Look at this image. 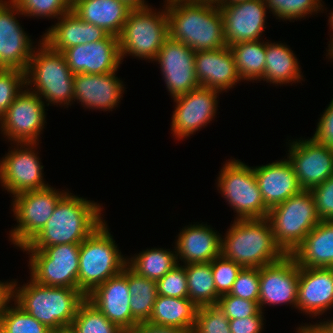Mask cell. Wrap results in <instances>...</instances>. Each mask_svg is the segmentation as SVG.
<instances>
[{
  "mask_svg": "<svg viewBox=\"0 0 333 333\" xmlns=\"http://www.w3.org/2000/svg\"><path fill=\"white\" fill-rule=\"evenodd\" d=\"M169 37L195 52L226 47L223 20L216 2L208 0H163Z\"/></svg>",
  "mask_w": 333,
  "mask_h": 333,
  "instance_id": "obj_1",
  "label": "cell"
},
{
  "mask_svg": "<svg viewBox=\"0 0 333 333\" xmlns=\"http://www.w3.org/2000/svg\"><path fill=\"white\" fill-rule=\"evenodd\" d=\"M102 204L68 191L42 230L21 250H43L59 244H80L106 220ZM102 214V215H101Z\"/></svg>",
  "mask_w": 333,
  "mask_h": 333,
  "instance_id": "obj_2",
  "label": "cell"
},
{
  "mask_svg": "<svg viewBox=\"0 0 333 333\" xmlns=\"http://www.w3.org/2000/svg\"><path fill=\"white\" fill-rule=\"evenodd\" d=\"M17 284V279L11 280L13 302L52 332L70 329L80 304L86 299L78 289L45 286L31 277L27 283Z\"/></svg>",
  "mask_w": 333,
  "mask_h": 333,
  "instance_id": "obj_3",
  "label": "cell"
},
{
  "mask_svg": "<svg viewBox=\"0 0 333 333\" xmlns=\"http://www.w3.org/2000/svg\"><path fill=\"white\" fill-rule=\"evenodd\" d=\"M221 236V255L243 268H260L286 253L276 243L269 219H239Z\"/></svg>",
  "mask_w": 333,
  "mask_h": 333,
  "instance_id": "obj_4",
  "label": "cell"
},
{
  "mask_svg": "<svg viewBox=\"0 0 333 333\" xmlns=\"http://www.w3.org/2000/svg\"><path fill=\"white\" fill-rule=\"evenodd\" d=\"M37 43L25 71L26 88L39 95L47 107L68 108L74 103V74L62 52L52 50L42 39Z\"/></svg>",
  "mask_w": 333,
  "mask_h": 333,
  "instance_id": "obj_5",
  "label": "cell"
},
{
  "mask_svg": "<svg viewBox=\"0 0 333 333\" xmlns=\"http://www.w3.org/2000/svg\"><path fill=\"white\" fill-rule=\"evenodd\" d=\"M115 242L105 221L80 243L78 290L85 296L126 266L127 257Z\"/></svg>",
  "mask_w": 333,
  "mask_h": 333,
  "instance_id": "obj_6",
  "label": "cell"
},
{
  "mask_svg": "<svg viewBox=\"0 0 333 333\" xmlns=\"http://www.w3.org/2000/svg\"><path fill=\"white\" fill-rule=\"evenodd\" d=\"M154 7L132 9L118 36L120 56L137 57L153 62L164 41L169 37L165 4L159 11Z\"/></svg>",
  "mask_w": 333,
  "mask_h": 333,
  "instance_id": "obj_7",
  "label": "cell"
},
{
  "mask_svg": "<svg viewBox=\"0 0 333 333\" xmlns=\"http://www.w3.org/2000/svg\"><path fill=\"white\" fill-rule=\"evenodd\" d=\"M267 218L276 243L286 254H292L321 221L311 190L304 189L271 208Z\"/></svg>",
  "mask_w": 333,
  "mask_h": 333,
  "instance_id": "obj_8",
  "label": "cell"
},
{
  "mask_svg": "<svg viewBox=\"0 0 333 333\" xmlns=\"http://www.w3.org/2000/svg\"><path fill=\"white\" fill-rule=\"evenodd\" d=\"M217 177V190L236 213L235 220L268 217L269 209L262 199L253 167L230 158Z\"/></svg>",
  "mask_w": 333,
  "mask_h": 333,
  "instance_id": "obj_9",
  "label": "cell"
},
{
  "mask_svg": "<svg viewBox=\"0 0 333 333\" xmlns=\"http://www.w3.org/2000/svg\"><path fill=\"white\" fill-rule=\"evenodd\" d=\"M68 192L58 191L51 185L14 195L11 206L17 224L9 231L11 244L20 250L45 226L58 201Z\"/></svg>",
  "mask_w": 333,
  "mask_h": 333,
  "instance_id": "obj_10",
  "label": "cell"
},
{
  "mask_svg": "<svg viewBox=\"0 0 333 333\" xmlns=\"http://www.w3.org/2000/svg\"><path fill=\"white\" fill-rule=\"evenodd\" d=\"M28 254L30 277L37 283L78 289L80 244H59Z\"/></svg>",
  "mask_w": 333,
  "mask_h": 333,
  "instance_id": "obj_11",
  "label": "cell"
},
{
  "mask_svg": "<svg viewBox=\"0 0 333 333\" xmlns=\"http://www.w3.org/2000/svg\"><path fill=\"white\" fill-rule=\"evenodd\" d=\"M38 145L39 142L11 143L13 148L9 146L10 150L0 159V185L12 197L50 186L43 178L44 166L36 151Z\"/></svg>",
  "mask_w": 333,
  "mask_h": 333,
  "instance_id": "obj_12",
  "label": "cell"
},
{
  "mask_svg": "<svg viewBox=\"0 0 333 333\" xmlns=\"http://www.w3.org/2000/svg\"><path fill=\"white\" fill-rule=\"evenodd\" d=\"M41 97L25 88L0 117V134L11 143L39 142L46 108Z\"/></svg>",
  "mask_w": 333,
  "mask_h": 333,
  "instance_id": "obj_13",
  "label": "cell"
},
{
  "mask_svg": "<svg viewBox=\"0 0 333 333\" xmlns=\"http://www.w3.org/2000/svg\"><path fill=\"white\" fill-rule=\"evenodd\" d=\"M221 91L199 86L184 95L173 98L175 109L171 131L177 140L187 139L214 120Z\"/></svg>",
  "mask_w": 333,
  "mask_h": 333,
  "instance_id": "obj_14",
  "label": "cell"
},
{
  "mask_svg": "<svg viewBox=\"0 0 333 333\" xmlns=\"http://www.w3.org/2000/svg\"><path fill=\"white\" fill-rule=\"evenodd\" d=\"M300 139V140H299ZM289 140L287 159L291 163L300 187L311 190L333 175V149L312 137Z\"/></svg>",
  "mask_w": 333,
  "mask_h": 333,
  "instance_id": "obj_15",
  "label": "cell"
},
{
  "mask_svg": "<svg viewBox=\"0 0 333 333\" xmlns=\"http://www.w3.org/2000/svg\"><path fill=\"white\" fill-rule=\"evenodd\" d=\"M300 267L291 254L259 268V307L287 305L297 309Z\"/></svg>",
  "mask_w": 333,
  "mask_h": 333,
  "instance_id": "obj_16",
  "label": "cell"
},
{
  "mask_svg": "<svg viewBox=\"0 0 333 333\" xmlns=\"http://www.w3.org/2000/svg\"><path fill=\"white\" fill-rule=\"evenodd\" d=\"M21 15L10 0H0V69L26 71L37 47L17 20Z\"/></svg>",
  "mask_w": 333,
  "mask_h": 333,
  "instance_id": "obj_17",
  "label": "cell"
},
{
  "mask_svg": "<svg viewBox=\"0 0 333 333\" xmlns=\"http://www.w3.org/2000/svg\"><path fill=\"white\" fill-rule=\"evenodd\" d=\"M154 62L160 66L162 79L172 99L200 86L195 73V51L186 44L168 37Z\"/></svg>",
  "mask_w": 333,
  "mask_h": 333,
  "instance_id": "obj_18",
  "label": "cell"
},
{
  "mask_svg": "<svg viewBox=\"0 0 333 333\" xmlns=\"http://www.w3.org/2000/svg\"><path fill=\"white\" fill-rule=\"evenodd\" d=\"M227 46L247 41H259L265 34L268 8L264 0H250L219 6Z\"/></svg>",
  "mask_w": 333,
  "mask_h": 333,
  "instance_id": "obj_19",
  "label": "cell"
},
{
  "mask_svg": "<svg viewBox=\"0 0 333 333\" xmlns=\"http://www.w3.org/2000/svg\"><path fill=\"white\" fill-rule=\"evenodd\" d=\"M62 53L73 74L111 73L122 64L118 37L109 34L102 40L76 45Z\"/></svg>",
  "mask_w": 333,
  "mask_h": 333,
  "instance_id": "obj_20",
  "label": "cell"
},
{
  "mask_svg": "<svg viewBox=\"0 0 333 333\" xmlns=\"http://www.w3.org/2000/svg\"><path fill=\"white\" fill-rule=\"evenodd\" d=\"M86 299L124 333L138 323L130 311L127 265L120 274L95 287Z\"/></svg>",
  "mask_w": 333,
  "mask_h": 333,
  "instance_id": "obj_21",
  "label": "cell"
},
{
  "mask_svg": "<svg viewBox=\"0 0 333 333\" xmlns=\"http://www.w3.org/2000/svg\"><path fill=\"white\" fill-rule=\"evenodd\" d=\"M117 71L106 74H74V102L85 109L113 111L118 108L125 91L124 82Z\"/></svg>",
  "mask_w": 333,
  "mask_h": 333,
  "instance_id": "obj_22",
  "label": "cell"
},
{
  "mask_svg": "<svg viewBox=\"0 0 333 333\" xmlns=\"http://www.w3.org/2000/svg\"><path fill=\"white\" fill-rule=\"evenodd\" d=\"M333 308V268L300 267L297 310L321 317Z\"/></svg>",
  "mask_w": 333,
  "mask_h": 333,
  "instance_id": "obj_23",
  "label": "cell"
},
{
  "mask_svg": "<svg viewBox=\"0 0 333 333\" xmlns=\"http://www.w3.org/2000/svg\"><path fill=\"white\" fill-rule=\"evenodd\" d=\"M195 73L200 86L221 92H227L242 81L229 46L195 52Z\"/></svg>",
  "mask_w": 333,
  "mask_h": 333,
  "instance_id": "obj_24",
  "label": "cell"
},
{
  "mask_svg": "<svg viewBox=\"0 0 333 333\" xmlns=\"http://www.w3.org/2000/svg\"><path fill=\"white\" fill-rule=\"evenodd\" d=\"M203 223L185 225L178 233L174 246L179 264L211 262L221 255L222 235Z\"/></svg>",
  "mask_w": 333,
  "mask_h": 333,
  "instance_id": "obj_25",
  "label": "cell"
},
{
  "mask_svg": "<svg viewBox=\"0 0 333 333\" xmlns=\"http://www.w3.org/2000/svg\"><path fill=\"white\" fill-rule=\"evenodd\" d=\"M265 206L271 208L302 190L287 158L261 166H253Z\"/></svg>",
  "mask_w": 333,
  "mask_h": 333,
  "instance_id": "obj_26",
  "label": "cell"
},
{
  "mask_svg": "<svg viewBox=\"0 0 333 333\" xmlns=\"http://www.w3.org/2000/svg\"><path fill=\"white\" fill-rule=\"evenodd\" d=\"M41 36L52 50L63 52L65 49L104 39L108 33L101 27L86 23L72 11L62 15Z\"/></svg>",
  "mask_w": 333,
  "mask_h": 333,
  "instance_id": "obj_27",
  "label": "cell"
},
{
  "mask_svg": "<svg viewBox=\"0 0 333 333\" xmlns=\"http://www.w3.org/2000/svg\"><path fill=\"white\" fill-rule=\"evenodd\" d=\"M132 10L120 0H74L71 11L86 23L101 27L118 37Z\"/></svg>",
  "mask_w": 333,
  "mask_h": 333,
  "instance_id": "obj_28",
  "label": "cell"
},
{
  "mask_svg": "<svg viewBox=\"0 0 333 333\" xmlns=\"http://www.w3.org/2000/svg\"><path fill=\"white\" fill-rule=\"evenodd\" d=\"M291 255L299 267L333 268V220H321Z\"/></svg>",
  "mask_w": 333,
  "mask_h": 333,
  "instance_id": "obj_29",
  "label": "cell"
},
{
  "mask_svg": "<svg viewBox=\"0 0 333 333\" xmlns=\"http://www.w3.org/2000/svg\"><path fill=\"white\" fill-rule=\"evenodd\" d=\"M266 40V62L263 76L258 80L275 86L304 81L298 58L284 42Z\"/></svg>",
  "mask_w": 333,
  "mask_h": 333,
  "instance_id": "obj_30",
  "label": "cell"
},
{
  "mask_svg": "<svg viewBox=\"0 0 333 333\" xmlns=\"http://www.w3.org/2000/svg\"><path fill=\"white\" fill-rule=\"evenodd\" d=\"M199 306L189 298L157 295L148 322L193 332Z\"/></svg>",
  "mask_w": 333,
  "mask_h": 333,
  "instance_id": "obj_31",
  "label": "cell"
},
{
  "mask_svg": "<svg viewBox=\"0 0 333 333\" xmlns=\"http://www.w3.org/2000/svg\"><path fill=\"white\" fill-rule=\"evenodd\" d=\"M148 248L127 258V266L139 276L158 281L178 263L176 249Z\"/></svg>",
  "mask_w": 333,
  "mask_h": 333,
  "instance_id": "obj_32",
  "label": "cell"
},
{
  "mask_svg": "<svg viewBox=\"0 0 333 333\" xmlns=\"http://www.w3.org/2000/svg\"><path fill=\"white\" fill-rule=\"evenodd\" d=\"M233 53L237 72L243 81L257 82L264 73L266 41L240 42L229 46Z\"/></svg>",
  "mask_w": 333,
  "mask_h": 333,
  "instance_id": "obj_33",
  "label": "cell"
},
{
  "mask_svg": "<svg viewBox=\"0 0 333 333\" xmlns=\"http://www.w3.org/2000/svg\"><path fill=\"white\" fill-rule=\"evenodd\" d=\"M188 298L199 307L216 304L220 295L216 291L211 262L185 264Z\"/></svg>",
  "mask_w": 333,
  "mask_h": 333,
  "instance_id": "obj_34",
  "label": "cell"
},
{
  "mask_svg": "<svg viewBox=\"0 0 333 333\" xmlns=\"http://www.w3.org/2000/svg\"><path fill=\"white\" fill-rule=\"evenodd\" d=\"M130 311L138 322L148 321L157 297V282L139 276L127 266Z\"/></svg>",
  "mask_w": 333,
  "mask_h": 333,
  "instance_id": "obj_35",
  "label": "cell"
},
{
  "mask_svg": "<svg viewBox=\"0 0 333 333\" xmlns=\"http://www.w3.org/2000/svg\"><path fill=\"white\" fill-rule=\"evenodd\" d=\"M12 302L13 300L10 299L0 314V329L2 333H53L15 302Z\"/></svg>",
  "mask_w": 333,
  "mask_h": 333,
  "instance_id": "obj_36",
  "label": "cell"
},
{
  "mask_svg": "<svg viewBox=\"0 0 333 333\" xmlns=\"http://www.w3.org/2000/svg\"><path fill=\"white\" fill-rule=\"evenodd\" d=\"M70 329L74 333H124L87 299L80 304Z\"/></svg>",
  "mask_w": 333,
  "mask_h": 333,
  "instance_id": "obj_37",
  "label": "cell"
},
{
  "mask_svg": "<svg viewBox=\"0 0 333 333\" xmlns=\"http://www.w3.org/2000/svg\"><path fill=\"white\" fill-rule=\"evenodd\" d=\"M269 10L279 21H297L301 18L324 13V1L322 0H264ZM322 2V3H321ZM323 11V12H322Z\"/></svg>",
  "mask_w": 333,
  "mask_h": 333,
  "instance_id": "obj_38",
  "label": "cell"
},
{
  "mask_svg": "<svg viewBox=\"0 0 333 333\" xmlns=\"http://www.w3.org/2000/svg\"><path fill=\"white\" fill-rule=\"evenodd\" d=\"M19 8L23 17L59 19L71 11V0H10Z\"/></svg>",
  "mask_w": 333,
  "mask_h": 333,
  "instance_id": "obj_39",
  "label": "cell"
},
{
  "mask_svg": "<svg viewBox=\"0 0 333 333\" xmlns=\"http://www.w3.org/2000/svg\"><path fill=\"white\" fill-rule=\"evenodd\" d=\"M192 333H231L229 319L217 304L200 306Z\"/></svg>",
  "mask_w": 333,
  "mask_h": 333,
  "instance_id": "obj_40",
  "label": "cell"
},
{
  "mask_svg": "<svg viewBox=\"0 0 333 333\" xmlns=\"http://www.w3.org/2000/svg\"><path fill=\"white\" fill-rule=\"evenodd\" d=\"M25 88V71L0 69V117Z\"/></svg>",
  "mask_w": 333,
  "mask_h": 333,
  "instance_id": "obj_41",
  "label": "cell"
},
{
  "mask_svg": "<svg viewBox=\"0 0 333 333\" xmlns=\"http://www.w3.org/2000/svg\"><path fill=\"white\" fill-rule=\"evenodd\" d=\"M211 268L216 291L221 296L228 294L231 291L233 284L243 267L234 261L219 255L211 261Z\"/></svg>",
  "mask_w": 333,
  "mask_h": 333,
  "instance_id": "obj_42",
  "label": "cell"
},
{
  "mask_svg": "<svg viewBox=\"0 0 333 333\" xmlns=\"http://www.w3.org/2000/svg\"><path fill=\"white\" fill-rule=\"evenodd\" d=\"M216 304L229 320L250 316H264V312L260 310L258 302L242 299L229 293L221 295Z\"/></svg>",
  "mask_w": 333,
  "mask_h": 333,
  "instance_id": "obj_43",
  "label": "cell"
},
{
  "mask_svg": "<svg viewBox=\"0 0 333 333\" xmlns=\"http://www.w3.org/2000/svg\"><path fill=\"white\" fill-rule=\"evenodd\" d=\"M157 294L166 297L188 298L185 265L177 264L157 281Z\"/></svg>",
  "mask_w": 333,
  "mask_h": 333,
  "instance_id": "obj_44",
  "label": "cell"
},
{
  "mask_svg": "<svg viewBox=\"0 0 333 333\" xmlns=\"http://www.w3.org/2000/svg\"><path fill=\"white\" fill-rule=\"evenodd\" d=\"M259 268H242L239 272L230 295L259 303Z\"/></svg>",
  "mask_w": 333,
  "mask_h": 333,
  "instance_id": "obj_45",
  "label": "cell"
},
{
  "mask_svg": "<svg viewBox=\"0 0 333 333\" xmlns=\"http://www.w3.org/2000/svg\"><path fill=\"white\" fill-rule=\"evenodd\" d=\"M317 214L321 220H333V175L321 184L313 187Z\"/></svg>",
  "mask_w": 333,
  "mask_h": 333,
  "instance_id": "obj_46",
  "label": "cell"
},
{
  "mask_svg": "<svg viewBox=\"0 0 333 333\" xmlns=\"http://www.w3.org/2000/svg\"><path fill=\"white\" fill-rule=\"evenodd\" d=\"M322 113L312 138L318 143L333 149V98Z\"/></svg>",
  "mask_w": 333,
  "mask_h": 333,
  "instance_id": "obj_47",
  "label": "cell"
},
{
  "mask_svg": "<svg viewBox=\"0 0 333 333\" xmlns=\"http://www.w3.org/2000/svg\"><path fill=\"white\" fill-rule=\"evenodd\" d=\"M264 316H250L229 320L231 333H262L264 329Z\"/></svg>",
  "mask_w": 333,
  "mask_h": 333,
  "instance_id": "obj_48",
  "label": "cell"
},
{
  "mask_svg": "<svg viewBox=\"0 0 333 333\" xmlns=\"http://www.w3.org/2000/svg\"><path fill=\"white\" fill-rule=\"evenodd\" d=\"M126 333H190L187 330L175 326H162L148 321L138 322Z\"/></svg>",
  "mask_w": 333,
  "mask_h": 333,
  "instance_id": "obj_49",
  "label": "cell"
},
{
  "mask_svg": "<svg viewBox=\"0 0 333 333\" xmlns=\"http://www.w3.org/2000/svg\"><path fill=\"white\" fill-rule=\"evenodd\" d=\"M11 299V281L0 280V314L5 304Z\"/></svg>",
  "mask_w": 333,
  "mask_h": 333,
  "instance_id": "obj_50",
  "label": "cell"
},
{
  "mask_svg": "<svg viewBox=\"0 0 333 333\" xmlns=\"http://www.w3.org/2000/svg\"><path fill=\"white\" fill-rule=\"evenodd\" d=\"M296 333H328L318 322L304 323L296 327Z\"/></svg>",
  "mask_w": 333,
  "mask_h": 333,
  "instance_id": "obj_51",
  "label": "cell"
},
{
  "mask_svg": "<svg viewBox=\"0 0 333 333\" xmlns=\"http://www.w3.org/2000/svg\"><path fill=\"white\" fill-rule=\"evenodd\" d=\"M126 3L132 9H142L146 7H150L146 0H120Z\"/></svg>",
  "mask_w": 333,
  "mask_h": 333,
  "instance_id": "obj_52",
  "label": "cell"
},
{
  "mask_svg": "<svg viewBox=\"0 0 333 333\" xmlns=\"http://www.w3.org/2000/svg\"><path fill=\"white\" fill-rule=\"evenodd\" d=\"M327 317V320L326 318L321 321H317L328 333H333V317L332 318H329ZM326 320V321H325Z\"/></svg>",
  "mask_w": 333,
  "mask_h": 333,
  "instance_id": "obj_53",
  "label": "cell"
},
{
  "mask_svg": "<svg viewBox=\"0 0 333 333\" xmlns=\"http://www.w3.org/2000/svg\"><path fill=\"white\" fill-rule=\"evenodd\" d=\"M246 1H250V0H217L216 4L218 6H226V5H232V4H237L240 2H246Z\"/></svg>",
  "mask_w": 333,
  "mask_h": 333,
  "instance_id": "obj_54",
  "label": "cell"
},
{
  "mask_svg": "<svg viewBox=\"0 0 333 333\" xmlns=\"http://www.w3.org/2000/svg\"><path fill=\"white\" fill-rule=\"evenodd\" d=\"M328 50L326 49L327 51V55H326V58L328 57V59L332 60L333 62V40L328 44Z\"/></svg>",
  "mask_w": 333,
  "mask_h": 333,
  "instance_id": "obj_55",
  "label": "cell"
},
{
  "mask_svg": "<svg viewBox=\"0 0 333 333\" xmlns=\"http://www.w3.org/2000/svg\"><path fill=\"white\" fill-rule=\"evenodd\" d=\"M330 16H328V25H329V29L332 31V36L330 35V41H328L329 43L333 40V11L329 13ZM332 37V38H331Z\"/></svg>",
  "mask_w": 333,
  "mask_h": 333,
  "instance_id": "obj_56",
  "label": "cell"
},
{
  "mask_svg": "<svg viewBox=\"0 0 333 333\" xmlns=\"http://www.w3.org/2000/svg\"><path fill=\"white\" fill-rule=\"evenodd\" d=\"M53 333H74V332H72L71 329H64V330H61V331H58V332H53Z\"/></svg>",
  "mask_w": 333,
  "mask_h": 333,
  "instance_id": "obj_57",
  "label": "cell"
}]
</instances>
